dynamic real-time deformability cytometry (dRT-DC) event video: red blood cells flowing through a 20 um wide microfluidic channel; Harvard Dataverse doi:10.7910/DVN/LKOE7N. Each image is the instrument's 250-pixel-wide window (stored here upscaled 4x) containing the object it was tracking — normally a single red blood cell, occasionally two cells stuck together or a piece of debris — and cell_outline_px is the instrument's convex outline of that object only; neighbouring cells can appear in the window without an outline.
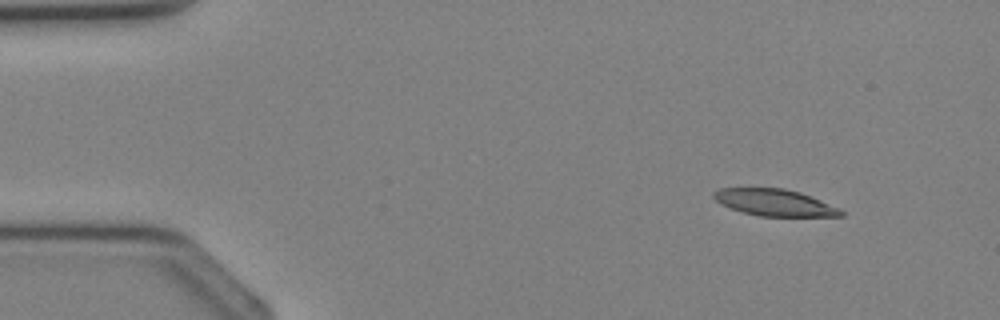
{"species": "Egyptian fruit bat (a non-hibernating species)", "species_latin": "Rousettus aegyptiacus", "temperature_condition": "cold", "stored_images_in_passage": 35, "camera_frame_rate_fps": 3000, "um_per_image_px": 0.085, "animal": {"sex": "female"}, "frame": {"image": 1, "passage_image": 3, "time_ms": 0.667, "image_size_px": [1000, 320], "cell_outline_px": [[844, 216], [760, 216], [744, 212], [720, 204], [712, 196], [720, 188], [784, 188], [800, 192], [840, 208], [844, 212]], "centroid_in_image_um": [65.87, 17.21], "position_along_channel_um": 19.1, "area_um2": 19.59}}
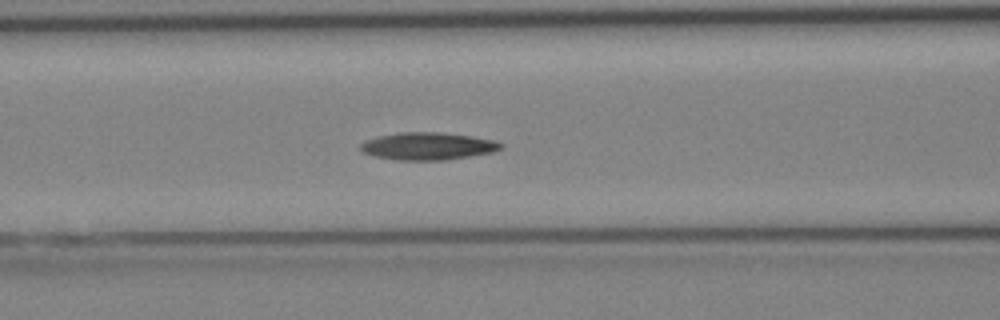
{"frame": {"image": 2, "passage_image": 14, "time_ms": 4.333, "image_size_px": [1000, 320], "cell_outline_px": [[504, 148], [492, 152], [444, 160], [400, 160], [376, 156], [364, 152], [360, 148], [360, 144], [364, 140], [376, 136], [400, 132], [440, 132], [472, 136], [496, 140], [504, 144]], "centroid_in_image_um": [36.39, 12.41], "position_along_channel_um": 130.2, "area_um2": 22.48}}
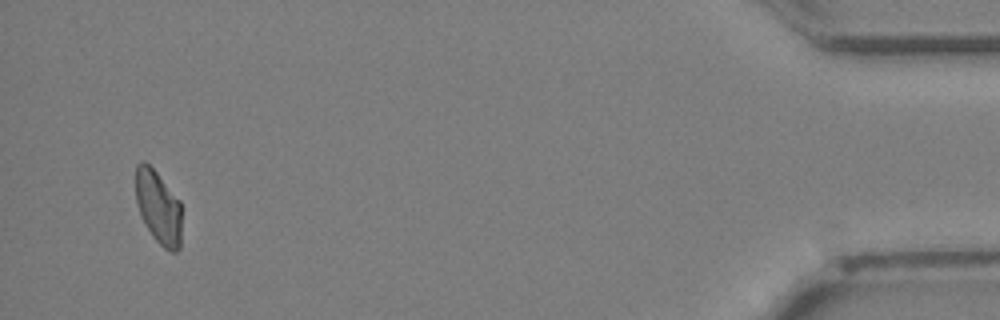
{"frame": {"image": 3, "passage_image": 34, "time_ms": 11.0, "image_size_px": [1000, 320], "cell_outline_px": [[180, 248], [176, 252], [172, 252], [164, 248], [152, 236], [140, 212], [136, 200], [136, 164], [144, 160], [156, 172], [180, 200]], "centroid_in_image_um": [13.46, 17.6], "position_along_channel_um": 421.7, "area_um2": 19.31}}